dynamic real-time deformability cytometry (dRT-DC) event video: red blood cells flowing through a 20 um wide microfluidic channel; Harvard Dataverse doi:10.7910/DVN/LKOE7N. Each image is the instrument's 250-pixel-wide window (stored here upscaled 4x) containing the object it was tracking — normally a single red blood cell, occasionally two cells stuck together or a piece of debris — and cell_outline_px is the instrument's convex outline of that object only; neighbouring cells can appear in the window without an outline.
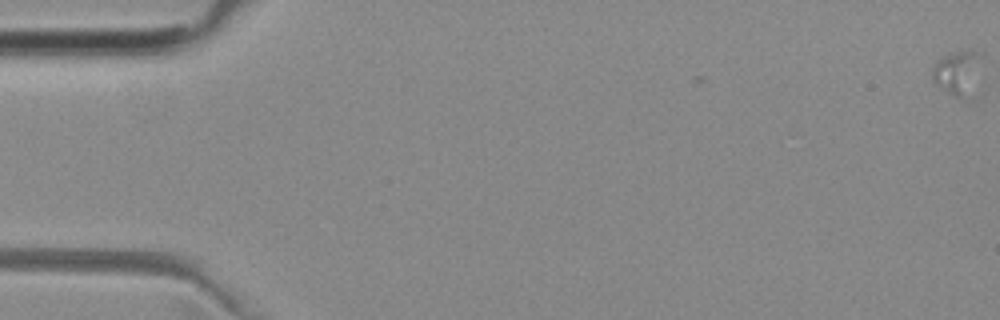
{"species": "common noctule bat (a hibernating species)", "species_latin": "Nyctalus noctula", "temperature_condition": "room temperature", "stored_images_in_passage": 6, "camera_frame_rate_fps": 3000, "um_per_image_px": 0.085, "animal": {"sex": "female", "body_mass_g": 29.2, "forearm_length_mm": 56.3}, "frame": {"image": 1, "passage_image": 1, "time_ms": 0.0, "image_size_px": [1000, 320], "cell_outline_px": [[984, 56], [964, 96], [956, 96], [948, 92], [932, 80], [932, 68], [936, 60], [948, 52], [968, 48], [980, 52]], "centroid_in_image_um": [81.32, 5.98], "position_along_channel_um": 3.7, "area_um2": 12.08}}